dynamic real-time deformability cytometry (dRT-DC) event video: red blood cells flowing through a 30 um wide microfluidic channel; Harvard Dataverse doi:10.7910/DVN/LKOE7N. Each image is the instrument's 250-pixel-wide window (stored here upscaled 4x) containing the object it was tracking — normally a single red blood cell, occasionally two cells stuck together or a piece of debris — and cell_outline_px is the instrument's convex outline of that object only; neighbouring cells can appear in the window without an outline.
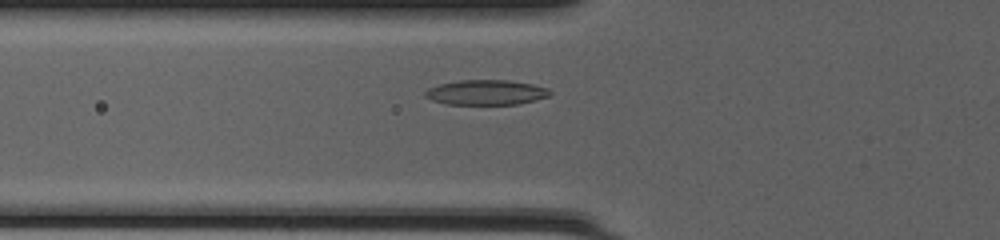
{"species": "common noctule bat (a hibernating species)", "species_latin": "Nyctalus noctula", "temperature_condition": "cold", "stored_images_in_passage": 39, "camera_frame_rate_fps": 3000, "um_per_image_px": 0.085, "animal": {"sex": "female", "body_mass_g": 20.0, "forearm_length_mm": 54.0}, "frame": {"image": 1, "passage_image": 8, "time_ms": 2.333, "image_size_px": [1000, 240], "cell_outline_px": [[552, 92], [548, 96], [536, 100], [516, 104], [448, 104], [432, 100], [424, 96], [424, 92], [428, 88], [440, 84], [460, 80], [508, 80], [532, 84], [548, 88]], "centroid_in_image_um": [41.32, 7.85], "position_along_channel_um": 84.5, "area_um2": 18.09}}
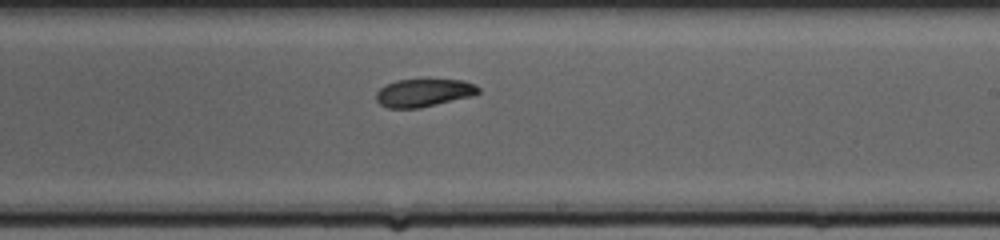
{"frame": {"image": 2, "passage_image": 20, "time_ms": 6.333, "image_size_px": [1000, 240], "cell_outline_px": [[480, 92], [476, 96], [420, 108], [388, 108], [380, 104], [376, 100], [376, 92], [384, 84], [396, 80], [464, 80], [476, 84], [480, 88]], "centroid_in_image_um": [36.06, 7.89], "position_along_channel_um": 252.9, "area_um2": 16.94}}
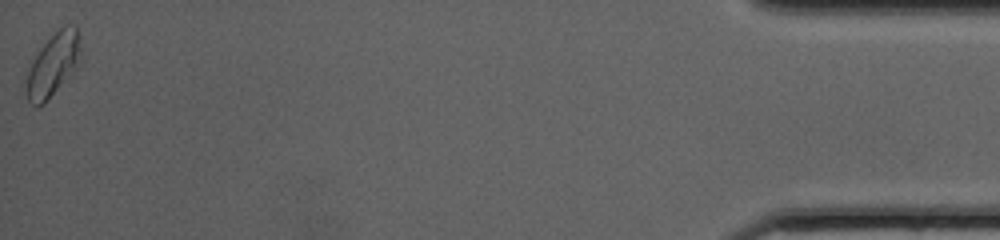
{"frame": {"image": 3, "passage_image": 39, "time_ms": 12.667, "image_size_px": [1000, 240], "cell_outline_px": [[80, 60], [76, 68], [44, 104], [36, 108], [28, 100], [24, 92], [24, 84], [28, 68], [40, 48], [64, 24], [76, 24], [80, 48]], "centroid_in_image_um": [4.47, 5.53], "position_along_channel_um": 430.7, "area_um2": 20.06}, "authors_computed_cell_mechanics": {"area_um2": 17.5712, "velocity_mm_per_s": 4.2006, "shape_relaxation_time_tau1_ms": 3.0947, "shape_relaxation_time_tau2_ms": null, "deformation_change_tau1": 0.1256, "deformation_change_tau2": null}}